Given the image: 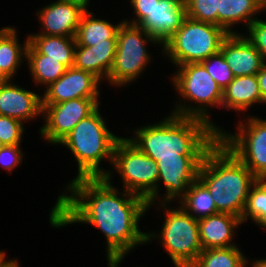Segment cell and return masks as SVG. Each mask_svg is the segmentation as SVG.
Segmentation results:
<instances>
[{"label":"cell","mask_w":266,"mask_h":267,"mask_svg":"<svg viewBox=\"0 0 266 267\" xmlns=\"http://www.w3.org/2000/svg\"><path fill=\"white\" fill-rule=\"evenodd\" d=\"M252 264L250 266L252 267H266V259L262 258V259H253V262H251Z\"/></svg>","instance_id":"74e56055"},{"label":"cell","mask_w":266,"mask_h":267,"mask_svg":"<svg viewBox=\"0 0 266 267\" xmlns=\"http://www.w3.org/2000/svg\"><path fill=\"white\" fill-rule=\"evenodd\" d=\"M178 205L195 220L219 213L207 187L197 178L192 182Z\"/></svg>","instance_id":"484cf974"},{"label":"cell","mask_w":266,"mask_h":267,"mask_svg":"<svg viewBox=\"0 0 266 267\" xmlns=\"http://www.w3.org/2000/svg\"><path fill=\"white\" fill-rule=\"evenodd\" d=\"M98 99L76 98L57 104H42L44 124L39 129L41 138L58 145L82 119L98 107Z\"/></svg>","instance_id":"8fae6325"},{"label":"cell","mask_w":266,"mask_h":267,"mask_svg":"<svg viewBox=\"0 0 266 267\" xmlns=\"http://www.w3.org/2000/svg\"><path fill=\"white\" fill-rule=\"evenodd\" d=\"M220 52L235 77L256 75L265 64L261 53L241 33L229 34Z\"/></svg>","instance_id":"e0dca14e"},{"label":"cell","mask_w":266,"mask_h":267,"mask_svg":"<svg viewBox=\"0 0 266 267\" xmlns=\"http://www.w3.org/2000/svg\"><path fill=\"white\" fill-rule=\"evenodd\" d=\"M121 263H108V267H119Z\"/></svg>","instance_id":"60d3db41"},{"label":"cell","mask_w":266,"mask_h":267,"mask_svg":"<svg viewBox=\"0 0 266 267\" xmlns=\"http://www.w3.org/2000/svg\"><path fill=\"white\" fill-rule=\"evenodd\" d=\"M21 145H5L0 150V165L9 173L22 163L24 154Z\"/></svg>","instance_id":"d6a6232c"},{"label":"cell","mask_w":266,"mask_h":267,"mask_svg":"<svg viewBox=\"0 0 266 267\" xmlns=\"http://www.w3.org/2000/svg\"><path fill=\"white\" fill-rule=\"evenodd\" d=\"M85 11L80 5L65 0H57L45 5L36 15L43 30L30 35L75 37Z\"/></svg>","instance_id":"9a60e30c"},{"label":"cell","mask_w":266,"mask_h":267,"mask_svg":"<svg viewBox=\"0 0 266 267\" xmlns=\"http://www.w3.org/2000/svg\"><path fill=\"white\" fill-rule=\"evenodd\" d=\"M187 18L184 0L155 1L148 15L138 24L160 46L182 26Z\"/></svg>","instance_id":"5bb4252c"},{"label":"cell","mask_w":266,"mask_h":267,"mask_svg":"<svg viewBox=\"0 0 266 267\" xmlns=\"http://www.w3.org/2000/svg\"><path fill=\"white\" fill-rule=\"evenodd\" d=\"M198 179L207 187L220 213L242 218L257 178L219 140L205 153Z\"/></svg>","instance_id":"3957f363"},{"label":"cell","mask_w":266,"mask_h":267,"mask_svg":"<svg viewBox=\"0 0 266 267\" xmlns=\"http://www.w3.org/2000/svg\"><path fill=\"white\" fill-rule=\"evenodd\" d=\"M29 43L40 53L48 58L57 59L67 68L74 65L75 37L28 35Z\"/></svg>","instance_id":"cb8c5ba5"},{"label":"cell","mask_w":266,"mask_h":267,"mask_svg":"<svg viewBox=\"0 0 266 267\" xmlns=\"http://www.w3.org/2000/svg\"><path fill=\"white\" fill-rule=\"evenodd\" d=\"M100 82L92 73L72 66L46 88L42 104H57L76 98L99 99Z\"/></svg>","instance_id":"7c38bea8"},{"label":"cell","mask_w":266,"mask_h":267,"mask_svg":"<svg viewBox=\"0 0 266 267\" xmlns=\"http://www.w3.org/2000/svg\"><path fill=\"white\" fill-rule=\"evenodd\" d=\"M251 219L256 225L266 229V180L257 179L249 191L247 204L242 215V223Z\"/></svg>","instance_id":"83f0119b"},{"label":"cell","mask_w":266,"mask_h":267,"mask_svg":"<svg viewBox=\"0 0 266 267\" xmlns=\"http://www.w3.org/2000/svg\"><path fill=\"white\" fill-rule=\"evenodd\" d=\"M229 34L220 26L186 18L182 26L164 43L162 53L173 65L202 63L220 52Z\"/></svg>","instance_id":"8992f818"},{"label":"cell","mask_w":266,"mask_h":267,"mask_svg":"<svg viewBox=\"0 0 266 267\" xmlns=\"http://www.w3.org/2000/svg\"><path fill=\"white\" fill-rule=\"evenodd\" d=\"M155 1L159 0H130L136 18L131 21L125 19L124 22L131 25H138L148 15Z\"/></svg>","instance_id":"836d02e7"},{"label":"cell","mask_w":266,"mask_h":267,"mask_svg":"<svg viewBox=\"0 0 266 267\" xmlns=\"http://www.w3.org/2000/svg\"><path fill=\"white\" fill-rule=\"evenodd\" d=\"M17 28L6 26L0 29V67L12 79L20 64L26 59V49L29 43L27 35L26 42H19Z\"/></svg>","instance_id":"603a6c76"},{"label":"cell","mask_w":266,"mask_h":267,"mask_svg":"<svg viewBox=\"0 0 266 267\" xmlns=\"http://www.w3.org/2000/svg\"><path fill=\"white\" fill-rule=\"evenodd\" d=\"M255 103H262L257 75L234 77L223 91V109L239 113L250 109Z\"/></svg>","instance_id":"44dd1931"},{"label":"cell","mask_w":266,"mask_h":267,"mask_svg":"<svg viewBox=\"0 0 266 267\" xmlns=\"http://www.w3.org/2000/svg\"><path fill=\"white\" fill-rule=\"evenodd\" d=\"M187 17L218 26L220 0H184Z\"/></svg>","instance_id":"f1b7e54d"},{"label":"cell","mask_w":266,"mask_h":267,"mask_svg":"<svg viewBox=\"0 0 266 267\" xmlns=\"http://www.w3.org/2000/svg\"><path fill=\"white\" fill-rule=\"evenodd\" d=\"M222 91L234 80V75L223 54L218 52L202 62Z\"/></svg>","instance_id":"f546056e"},{"label":"cell","mask_w":266,"mask_h":267,"mask_svg":"<svg viewBox=\"0 0 266 267\" xmlns=\"http://www.w3.org/2000/svg\"><path fill=\"white\" fill-rule=\"evenodd\" d=\"M65 1L80 5L86 11H88L89 8L88 5L90 4V0H65Z\"/></svg>","instance_id":"d590c367"},{"label":"cell","mask_w":266,"mask_h":267,"mask_svg":"<svg viewBox=\"0 0 266 267\" xmlns=\"http://www.w3.org/2000/svg\"><path fill=\"white\" fill-rule=\"evenodd\" d=\"M124 19L114 25L109 21L97 19L93 13L85 11L81 17L75 36L76 43L81 46H94L108 43V39H117V33Z\"/></svg>","instance_id":"7402d4cb"},{"label":"cell","mask_w":266,"mask_h":267,"mask_svg":"<svg viewBox=\"0 0 266 267\" xmlns=\"http://www.w3.org/2000/svg\"><path fill=\"white\" fill-rule=\"evenodd\" d=\"M113 174L106 177L74 179L58 195L49 215L51 227L87 223L97 227L106 238L108 263H121L136 246L147 244V233L138 224L148 210L146 200L112 185Z\"/></svg>","instance_id":"6da1fadb"},{"label":"cell","mask_w":266,"mask_h":267,"mask_svg":"<svg viewBox=\"0 0 266 267\" xmlns=\"http://www.w3.org/2000/svg\"><path fill=\"white\" fill-rule=\"evenodd\" d=\"M112 165L122 179L124 190L143 197L150 210L157 201L159 170L156 162L122 137L115 146Z\"/></svg>","instance_id":"ba28073f"},{"label":"cell","mask_w":266,"mask_h":267,"mask_svg":"<svg viewBox=\"0 0 266 267\" xmlns=\"http://www.w3.org/2000/svg\"><path fill=\"white\" fill-rule=\"evenodd\" d=\"M99 107L88 117L79 121L73 130L59 143L66 146L77 161L75 179L106 177L109 170L101 168V161L113 162L114 149L122 138L106 126Z\"/></svg>","instance_id":"277c9868"},{"label":"cell","mask_w":266,"mask_h":267,"mask_svg":"<svg viewBox=\"0 0 266 267\" xmlns=\"http://www.w3.org/2000/svg\"><path fill=\"white\" fill-rule=\"evenodd\" d=\"M203 158L159 159L156 164L159 170L157 184V202L159 201V183L165 187L161 203L170 204L173 199H181L190 184L198 178V171ZM159 191V192H158ZM159 194V195H158ZM176 199V200H175Z\"/></svg>","instance_id":"4fadbf2b"},{"label":"cell","mask_w":266,"mask_h":267,"mask_svg":"<svg viewBox=\"0 0 266 267\" xmlns=\"http://www.w3.org/2000/svg\"><path fill=\"white\" fill-rule=\"evenodd\" d=\"M24 129L22 121L0 115V139L4 145H21Z\"/></svg>","instance_id":"4dcf8cb0"},{"label":"cell","mask_w":266,"mask_h":267,"mask_svg":"<svg viewBox=\"0 0 266 267\" xmlns=\"http://www.w3.org/2000/svg\"><path fill=\"white\" fill-rule=\"evenodd\" d=\"M6 267H20L17 259H12V261Z\"/></svg>","instance_id":"ab89813d"},{"label":"cell","mask_w":266,"mask_h":267,"mask_svg":"<svg viewBox=\"0 0 266 267\" xmlns=\"http://www.w3.org/2000/svg\"><path fill=\"white\" fill-rule=\"evenodd\" d=\"M4 143L2 142V140L0 139V150L4 147Z\"/></svg>","instance_id":"b9f144b4"},{"label":"cell","mask_w":266,"mask_h":267,"mask_svg":"<svg viewBox=\"0 0 266 267\" xmlns=\"http://www.w3.org/2000/svg\"><path fill=\"white\" fill-rule=\"evenodd\" d=\"M158 209L165 208L162 231L146 232L147 243L157 238L168 252L175 267H190L203 250L201 247L198 220L186 213L180 206L170 209L168 203L159 202ZM162 206V207H160ZM155 233V234H154Z\"/></svg>","instance_id":"52a82bcc"},{"label":"cell","mask_w":266,"mask_h":267,"mask_svg":"<svg viewBox=\"0 0 266 267\" xmlns=\"http://www.w3.org/2000/svg\"><path fill=\"white\" fill-rule=\"evenodd\" d=\"M117 49V39H108V43L94 46H81L76 43L74 67L87 71L100 81L106 79L112 68Z\"/></svg>","instance_id":"d6986e66"},{"label":"cell","mask_w":266,"mask_h":267,"mask_svg":"<svg viewBox=\"0 0 266 267\" xmlns=\"http://www.w3.org/2000/svg\"><path fill=\"white\" fill-rule=\"evenodd\" d=\"M33 81L37 85H44L47 88L57 81L65 72L67 67L57 59L48 58L40 54L30 43L26 49V60Z\"/></svg>","instance_id":"d4e9b609"},{"label":"cell","mask_w":266,"mask_h":267,"mask_svg":"<svg viewBox=\"0 0 266 267\" xmlns=\"http://www.w3.org/2000/svg\"><path fill=\"white\" fill-rule=\"evenodd\" d=\"M154 124L141 126L127 139L155 162L159 159L203 158L218 141L206 121L172 113Z\"/></svg>","instance_id":"7a4b0ae2"},{"label":"cell","mask_w":266,"mask_h":267,"mask_svg":"<svg viewBox=\"0 0 266 267\" xmlns=\"http://www.w3.org/2000/svg\"><path fill=\"white\" fill-rule=\"evenodd\" d=\"M237 133L221 131L218 140L227 147L257 179L266 180V119L246 117Z\"/></svg>","instance_id":"30bf717a"},{"label":"cell","mask_w":266,"mask_h":267,"mask_svg":"<svg viewBox=\"0 0 266 267\" xmlns=\"http://www.w3.org/2000/svg\"><path fill=\"white\" fill-rule=\"evenodd\" d=\"M238 246L204 249L190 267H248Z\"/></svg>","instance_id":"4316f807"},{"label":"cell","mask_w":266,"mask_h":267,"mask_svg":"<svg viewBox=\"0 0 266 267\" xmlns=\"http://www.w3.org/2000/svg\"><path fill=\"white\" fill-rule=\"evenodd\" d=\"M247 30L246 33L249 35L244 36L261 53L266 64V21L261 19L253 20L248 25Z\"/></svg>","instance_id":"1f68e13d"},{"label":"cell","mask_w":266,"mask_h":267,"mask_svg":"<svg viewBox=\"0 0 266 267\" xmlns=\"http://www.w3.org/2000/svg\"><path fill=\"white\" fill-rule=\"evenodd\" d=\"M172 79L175 91L184 102H176L172 114L182 117H194L206 121L219 134L223 129L210 119V110L222 107L223 91L214 81L202 63H189L177 66ZM186 100V102H185ZM187 101L191 104H186ZM191 105V106H190Z\"/></svg>","instance_id":"5b68a950"},{"label":"cell","mask_w":266,"mask_h":267,"mask_svg":"<svg viewBox=\"0 0 266 267\" xmlns=\"http://www.w3.org/2000/svg\"><path fill=\"white\" fill-rule=\"evenodd\" d=\"M6 259L7 258L5 252H3V250L0 251V267H6L12 261V259L10 260Z\"/></svg>","instance_id":"8d00e7d4"},{"label":"cell","mask_w":266,"mask_h":267,"mask_svg":"<svg viewBox=\"0 0 266 267\" xmlns=\"http://www.w3.org/2000/svg\"><path fill=\"white\" fill-rule=\"evenodd\" d=\"M0 115L23 123L36 119L42 115V95L25 90L12 81L0 84Z\"/></svg>","instance_id":"2e32d148"},{"label":"cell","mask_w":266,"mask_h":267,"mask_svg":"<svg viewBox=\"0 0 266 267\" xmlns=\"http://www.w3.org/2000/svg\"><path fill=\"white\" fill-rule=\"evenodd\" d=\"M241 224L243 223L240 217L220 212L198 220L202 249L237 246L232 240L236 229Z\"/></svg>","instance_id":"ac0fdd59"},{"label":"cell","mask_w":266,"mask_h":267,"mask_svg":"<svg viewBox=\"0 0 266 267\" xmlns=\"http://www.w3.org/2000/svg\"><path fill=\"white\" fill-rule=\"evenodd\" d=\"M11 79L0 67V84L6 83V82H10Z\"/></svg>","instance_id":"f35d334b"},{"label":"cell","mask_w":266,"mask_h":267,"mask_svg":"<svg viewBox=\"0 0 266 267\" xmlns=\"http://www.w3.org/2000/svg\"><path fill=\"white\" fill-rule=\"evenodd\" d=\"M149 43L160 45L152 36L138 25L123 22L117 33V49L108 76L109 85L117 87L133 83L151 63Z\"/></svg>","instance_id":"9c48e42d"},{"label":"cell","mask_w":266,"mask_h":267,"mask_svg":"<svg viewBox=\"0 0 266 267\" xmlns=\"http://www.w3.org/2000/svg\"><path fill=\"white\" fill-rule=\"evenodd\" d=\"M259 82V89L262 97V104H266V64L256 74Z\"/></svg>","instance_id":"e575fe53"},{"label":"cell","mask_w":266,"mask_h":267,"mask_svg":"<svg viewBox=\"0 0 266 267\" xmlns=\"http://www.w3.org/2000/svg\"><path fill=\"white\" fill-rule=\"evenodd\" d=\"M266 3L263 0H220L218 13V26L228 34H239L231 28L244 22L246 28L259 12L266 11Z\"/></svg>","instance_id":"ffe728a7"}]
</instances>
